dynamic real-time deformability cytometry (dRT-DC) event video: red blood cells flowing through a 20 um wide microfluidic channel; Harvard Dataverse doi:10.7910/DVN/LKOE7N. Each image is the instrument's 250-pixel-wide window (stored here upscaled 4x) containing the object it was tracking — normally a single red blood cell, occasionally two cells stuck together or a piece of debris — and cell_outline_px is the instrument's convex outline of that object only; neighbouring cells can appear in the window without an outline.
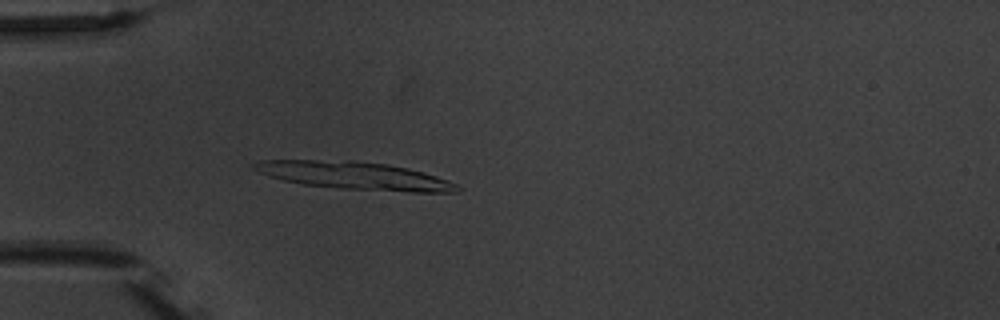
{"species": "common noctule bat (a hibernating species)", "species_latin": "Nyctalus noctula", "temperature_condition": "warm", "stored_images_in_passage": 5, "camera_frame_rate_fps": 3000, "um_per_image_px": 0.085, "animal": {"sex": "male", "body_mass_g": 20.1, "forearm_length_mm": 53.5}, "frame": {"image": 1, "passage_image": 5, "time_ms": 5.333, "image_size_px": [1000, 320], "cell_outline_px": [[460, 188], [456, 192], [412, 192], [340, 188], [300, 184], [268, 176], [252, 168], [252, 164], [260, 160], [356, 160], [388, 164], [408, 168], [424, 172], [448, 180], [456, 184]], "centroid_in_image_um": [30.13, 14.92], "position_along_channel_um": 54.9, "area_um2": 32.77}}